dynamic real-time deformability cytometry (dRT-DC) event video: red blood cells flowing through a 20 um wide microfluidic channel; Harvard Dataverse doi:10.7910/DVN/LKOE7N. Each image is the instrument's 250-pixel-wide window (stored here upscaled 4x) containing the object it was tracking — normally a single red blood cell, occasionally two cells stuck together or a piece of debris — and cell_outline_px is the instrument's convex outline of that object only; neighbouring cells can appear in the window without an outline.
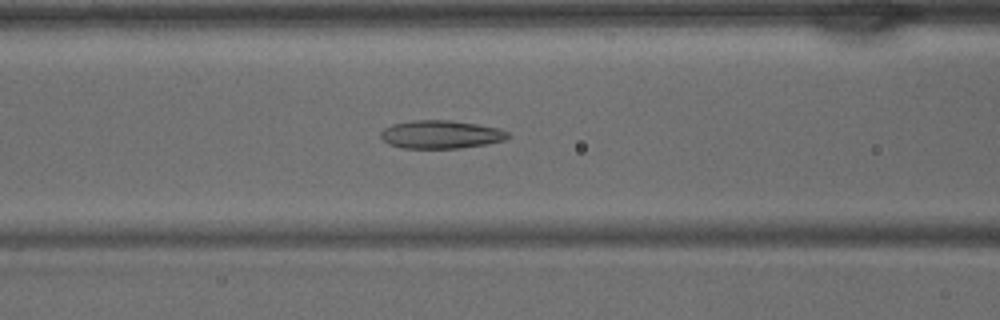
{"species": "common noctule bat (a hibernating species)", "species_latin": "Nyctalus noctula", "temperature_condition": "warm", "stored_images_in_passage": 23, "camera_frame_rate_fps": 3000, "um_per_image_px": 0.085, "animal": {"sex": "male", "body_mass_g": 15.6}, "frame": {"image": 1, "passage_image": 17, "time_ms": 5.333, "image_size_px": [1000, 320], "cell_outline_px": [[512, 136], [504, 140], [484, 144], [460, 148], [404, 148], [388, 144], [380, 136], [380, 132], [384, 128], [392, 124], [412, 120], [448, 120], [476, 124], [500, 128], [508, 132]], "centroid_in_image_um": [37.47, 11.42], "position_along_channel_um": 129.1, "area_um2": 20.87}}
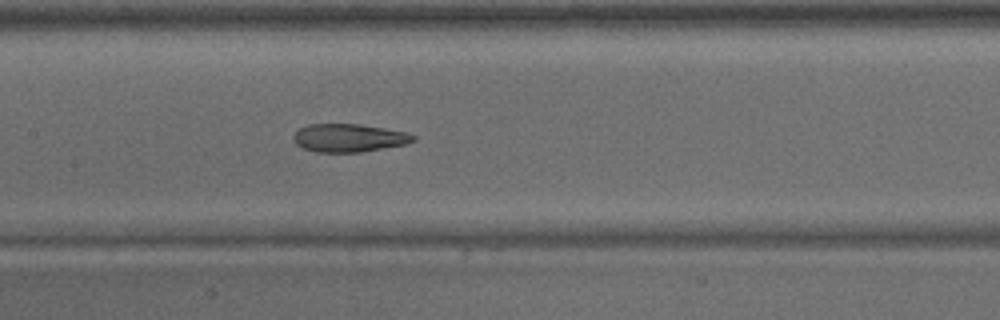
{"frame": {"image": 2, "passage_image": 20, "time_ms": 6.333, "image_size_px": [1000, 320], "cell_outline_px": [[416, 140], [404, 144], [384, 148], [360, 152], [316, 152], [304, 148], [296, 144], [292, 140], [292, 136], [300, 128], [308, 124], [360, 124], [384, 128], [404, 132], [416, 136]], "centroid_in_image_um": [29.62, 11.72], "position_along_channel_um": 177.8, "area_um2": 19.54}}
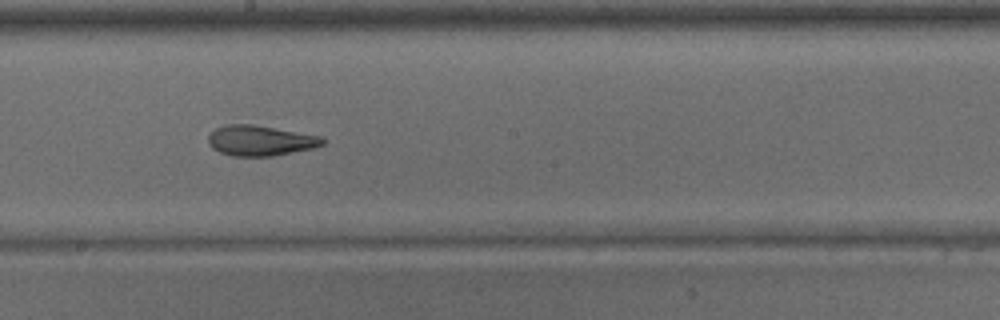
{"frame": {"image": 3, "passage_image": 23, "time_ms": 7.333, "image_size_px": [1000, 320], "cell_outline_px": [[324, 144], [316, 148], [272, 156], [232, 156], [220, 152], [212, 148], [208, 144], [208, 136], [216, 128], [224, 124], [252, 124], [324, 136]], "centroid_in_image_um": [22.15, 11.95], "position_along_channel_um": 226.0, "area_um2": 20.46}}